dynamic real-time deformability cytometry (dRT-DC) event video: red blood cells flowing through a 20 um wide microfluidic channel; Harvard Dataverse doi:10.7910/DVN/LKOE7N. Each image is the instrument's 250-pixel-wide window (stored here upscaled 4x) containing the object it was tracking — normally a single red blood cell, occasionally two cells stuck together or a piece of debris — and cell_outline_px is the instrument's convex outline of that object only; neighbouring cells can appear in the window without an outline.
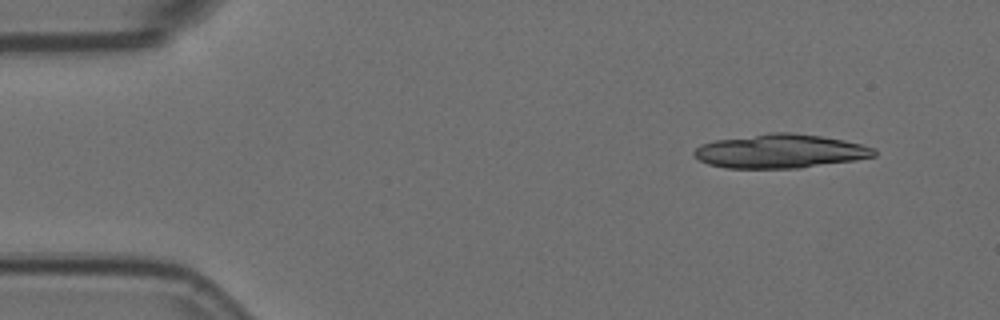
{"species": "Egyptian fruit bat (a non-hibernating species)", "species_latin": "Rousettus aegyptiacus", "temperature_condition": "room temperature", "stored_images_in_passage": 5, "camera_frame_rate_fps": 3000, "um_per_image_px": 0.085, "animal": {"sex": "female"}, "frame": {"image": 1, "passage_image": 1, "time_ms": 0.0, "image_size_px": [1000, 320], "cell_outline_px": [[876, 156], [856, 160], [800, 168], [724, 168], [708, 164], [700, 160], [692, 152], [700, 144], [716, 140], [772, 132], [792, 132], [820, 136], [844, 140], [860, 144], [872, 148], [876, 152]], "centroid_in_image_um": [66.31, 12.85], "position_along_channel_um": 18.7, "area_um2": 35.49}}